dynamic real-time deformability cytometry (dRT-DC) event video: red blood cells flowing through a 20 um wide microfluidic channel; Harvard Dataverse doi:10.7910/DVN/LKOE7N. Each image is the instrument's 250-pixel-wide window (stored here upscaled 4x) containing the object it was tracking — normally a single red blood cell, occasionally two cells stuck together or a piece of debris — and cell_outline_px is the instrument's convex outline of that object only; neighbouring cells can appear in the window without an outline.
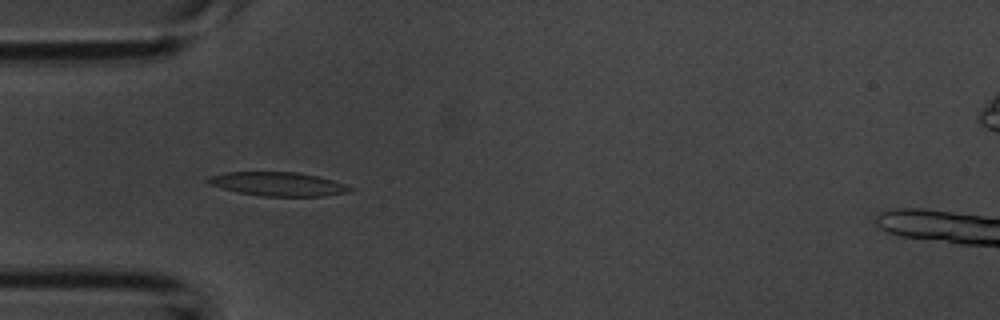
{"species": "common noctule bat (a hibernating species)", "species_latin": "Nyctalus noctula", "temperature_condition": "room temperature", "stored_images_in_passage": 53, "camera_frame_rate_fps": 3000, "um_per_image_px": 0.085, "animal": {"sex": "male", "body_mass_g": 20.1, "forearm_length_mm": 53.5}, "frame": {"image": 1, "passage_image": 16, "time_ms": 5.0, "image_size_px": [1000, 320], "cell_outline_px": [[356, 188], [348, 192], [324, 196], [260, 196], [240, 192], [208, 184], [204, 180], [208, 176], [224, 172], [296, 172], [320, 176]], "centroid_in_image_um": [23.62, 15.63], "position_along_channel_um": 61.4, "area_um2": 19.77}}
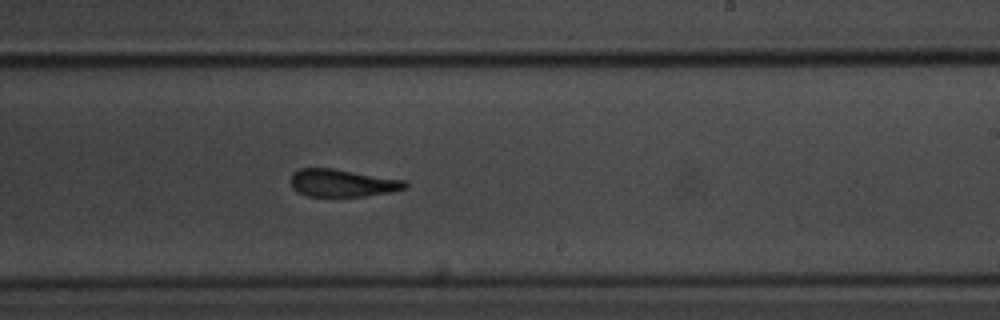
{"frame": {"image": 2, "passage_image": 32, "time_ms": 10.333, "image_size_px": [1000, 320], "cell_outline_px": [[408, 188], [388, 192], [364, 196], [308, 196], [296, 192], [292, 188], [292, 172], [300, 168], [332, 168], [408, 180]], "centroid_in_image_um": [29.13, 15.55], "position_along_channel_um": 259.9, "area_um2": 18.5}}
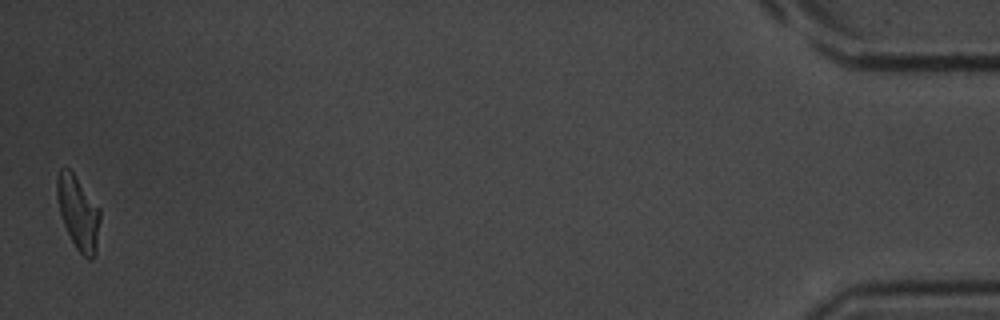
{"frame": {"image": 3, "passage_image": 53, "time_ms": 17.333, "image_size_px": [1000, 320], "cell_outline_px": [[100, 220], [96, 252], [92, 260], [88, 260], [76, 248], [64, 224], [60, 212], [56, 196], [56, 176], [60, 168], [64, 164], [72, 172], [100, 208]], "centroid_in_image_um": [6.64, 18.05], "position_along_channel_um": 428.6, "area_um2": 18.5}, "authors_computed_cell_mechanics": {"area_um2": 19.3052, "velocity_mm_per_s": 3.7502, "shape_relaxation_time_tau1_ms": 4.7874, "shape_relaxation_time_tau2_ms": 3.692, "deformation_change_tau1": 0.2027, "deformation_change_tau2": 0.1494}}